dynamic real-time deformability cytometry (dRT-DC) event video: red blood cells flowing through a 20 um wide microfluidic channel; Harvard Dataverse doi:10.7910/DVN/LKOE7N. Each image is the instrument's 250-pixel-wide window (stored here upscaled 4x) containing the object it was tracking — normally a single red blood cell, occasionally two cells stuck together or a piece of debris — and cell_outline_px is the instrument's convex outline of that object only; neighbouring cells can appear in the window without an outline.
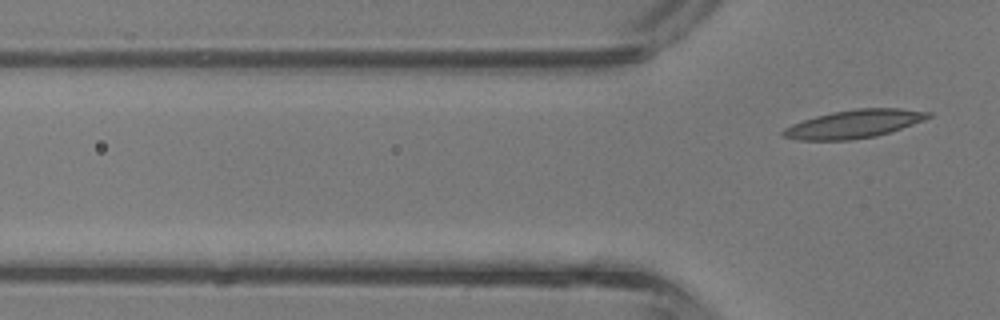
{"species": "common noctule bat (a hibernating species)", "species_latin": "Nyctalus noctula", "temperature_condition": "room temperature", "stored_images_in_passage": 5, "camera_frame_rate_fps": 3000, "um_per_image_px": 0.085, "animal": {"sex": "male", "body_mass_g": 13.3}, "frame": {"image": 1, "passage_image": 5, "time_ms": 1.333, "image_size_px": [1000, 320], "cell_outline_px": [[932, 116], [924, 120], [876, 136], [852, 140], [796, 140], [780, 136], [780, 132], [784, 128], [792, 124], [816, 116], [832, 112], [856, 108], [900, 108], [932, 112]], "centroid_in_image_um": [72.55, 10.54], "position_along_channel_um": 53.2, "area_um2": 23.87}}